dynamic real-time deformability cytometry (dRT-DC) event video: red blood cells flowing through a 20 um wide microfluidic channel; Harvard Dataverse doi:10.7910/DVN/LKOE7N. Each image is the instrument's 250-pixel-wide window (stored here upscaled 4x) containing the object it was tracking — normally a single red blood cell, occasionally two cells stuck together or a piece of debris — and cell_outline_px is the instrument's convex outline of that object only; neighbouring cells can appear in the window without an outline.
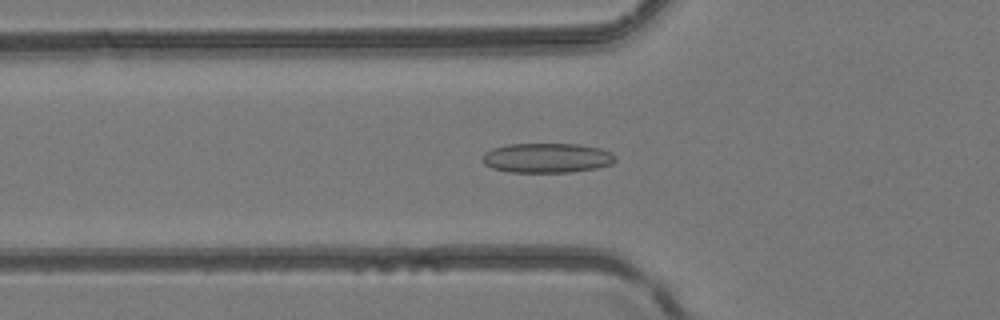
{"species": "common noctule bat (a hibernating species)", "species_latin": "Nyctalus noctula", "temperature_condition": "room temperature", "stored_images_in_passage": 49, "camera_frame_rate_fps": 3000, "um_per_image_px": 0.085, "animal": {"sex": "female", "body_mass_g": 24.6, "forearm_length_mm": 56.2}, "frame": {"image": 1, "passage_image": 18, "time_ms": 5.667, "image_size_px": [1000, 320], "cell_outline_px": [[616, 160], [612, 164], [596, 168], [568, 172], [508, 172], [492, 168], [484, 164], [480, 156], [484, 152], [492, 148], [508, 144], [580, 144], [600, 148], [612, 152], [616, 156]], "centroid_in_image_um": [46.47, 13.42], "position_along_channel_um": 79.3, "area_um2": 23.24}}
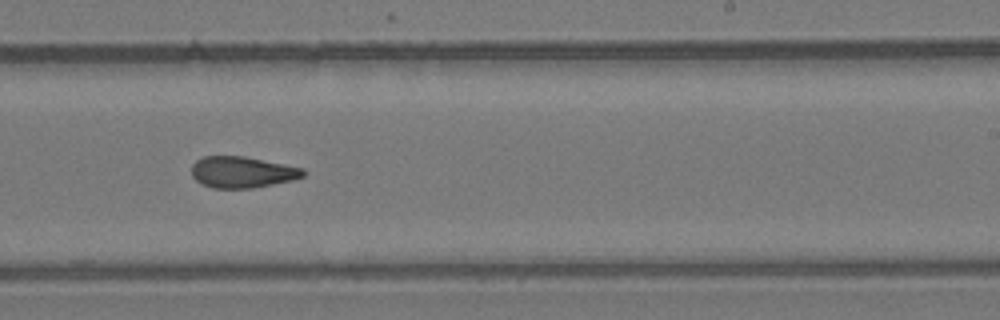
{"frame": {"image": 2, "passage_image": 31, "time_ms": 10.0, "image_size_px": [1000, 320], "cell_outline_px": [[304, 176], [292, 180], [252, 188], [212, 188], [196, 180], [192, 176], [192, 164], [196, 160], [204, 156], [244, 156], [304, 168]], "centroid_in_image_um": [20.57, 14.62], "position_along_channel_um": 268.4, "area_um2": 20.23}}
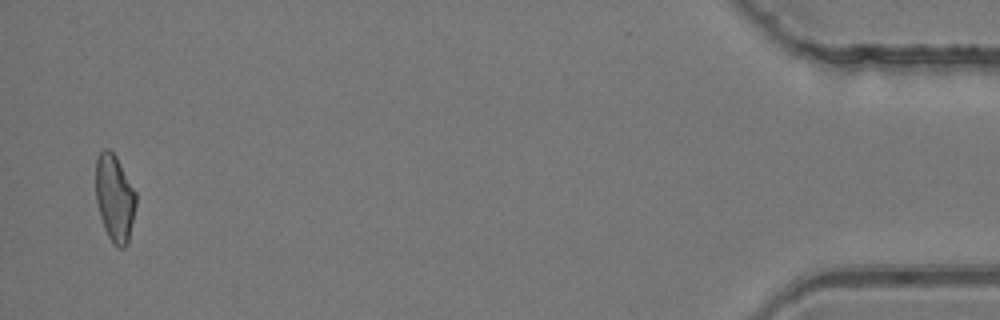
{"frame": {"image": 3, "passage_image": 48, "time_ms": 15.667, "image_size_px": [1000, 320], "cell_outline_px": [[136, 208], [128, 244], [124, 248], [120, 248], [112, 244], [104, 228], [100, 216], [96, 200], [96, 160], [100, 152], [104, 148], [108, 148], [116, 156], [136, 192]], "centroid_in_image_um": [9.76, 16.87], "position_along_channel_um": 425.4, "area_um2": 20.58}}